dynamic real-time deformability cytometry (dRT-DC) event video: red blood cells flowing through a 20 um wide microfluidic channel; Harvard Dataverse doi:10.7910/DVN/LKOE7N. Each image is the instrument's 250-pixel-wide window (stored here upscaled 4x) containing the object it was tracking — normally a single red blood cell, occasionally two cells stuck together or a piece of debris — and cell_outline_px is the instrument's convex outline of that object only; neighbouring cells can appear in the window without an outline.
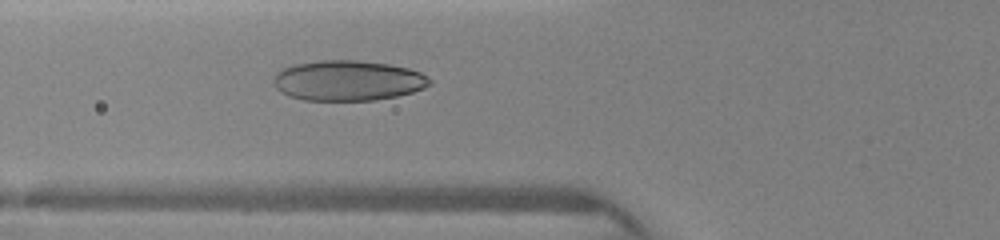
{"species": "human", "species_latin": "Homo sapiens", "temperature_condition": "warm", "stored_images_in_passage": 3, "camera_frame_rate_fps": 3000, "um_per_image_px": 0.085, "donor": {"sex": "female"}, "frame": {"image": 1, "passage_image": 3, "time_ms": 0.667, "image_size_px": [1000, 240], "cell_outline_px": [[432, 84], [424, 88], [412, 92], [396, 96], [376, 100], [304, 100], [288, 96], [280, 92], [276, 88], [272, 80], [276, 72], [280, 68], [292, 64], [320, 60], [356, 60], [388, 64], [408, 68], [420, 72], [428, 76], [432, 80]], "centroid_in_image_um": [29.54, 6.84], "position_along_channel_um": 96.3, "area_um2": 37.05}}